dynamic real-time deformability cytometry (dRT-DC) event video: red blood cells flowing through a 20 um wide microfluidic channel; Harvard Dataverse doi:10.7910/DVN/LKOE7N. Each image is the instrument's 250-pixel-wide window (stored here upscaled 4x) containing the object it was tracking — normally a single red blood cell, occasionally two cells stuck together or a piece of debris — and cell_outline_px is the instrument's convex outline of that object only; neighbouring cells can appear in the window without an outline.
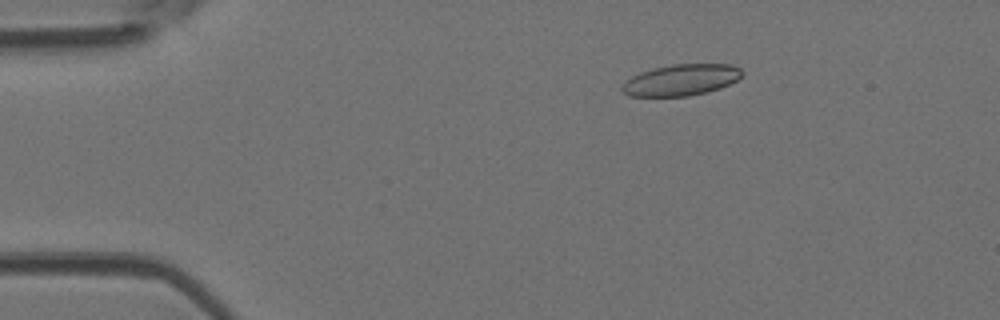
{"species": "Egyptian fruit bat (a non-hibernating species)", "species_latin": "Rousettus aegyptiacus", "temperature_condition": "room temperature", "stored_images_in_passage": 5, "camera_frame_rate_fps": 3000, "um_per_image_px": 0.085, "animal": {"sex": "female"}, "frame": {"image": 1, "passage_image": 3, "time_ms": 0.667, "image_size_px": [1000, 320], "cell_outline_px": [[744, 72], [736, 80], [720, 88], [708, 92], [688, 96], [628, 96], [620, 88], [632, 76], [640, 72], [652, 68], [672, 64], [732, 64], [740, 68]], "centroid_in_image_um": [57.9, 6.79], "position_along_channel_um": 27.1, "area_um2": 21.85}}